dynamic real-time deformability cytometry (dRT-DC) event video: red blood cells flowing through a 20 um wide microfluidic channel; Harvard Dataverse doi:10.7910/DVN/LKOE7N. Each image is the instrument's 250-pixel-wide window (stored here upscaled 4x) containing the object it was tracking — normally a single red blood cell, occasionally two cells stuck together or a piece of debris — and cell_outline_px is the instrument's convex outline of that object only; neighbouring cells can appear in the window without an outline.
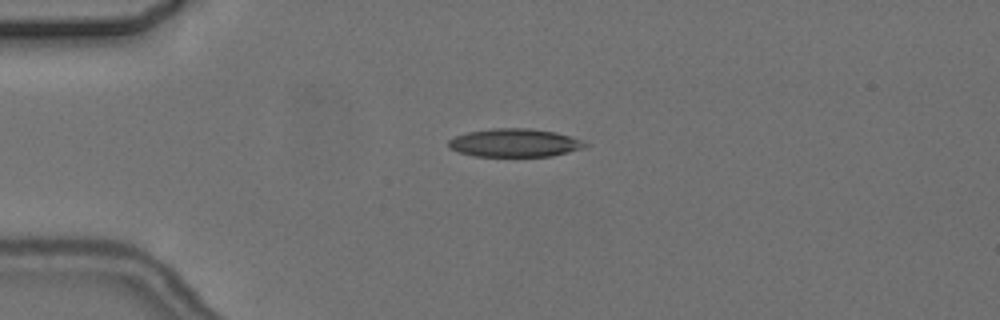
{"species": "common noctule bat (a hibernating species)", "species_latin": "Nyctalus noctula", "temperature_condition": "cold", "stored_images_in_passage": 5, "camera_frame_rate_fps": 3000, "um_per_image_px": 0.085, "animal": {"sex": "female", "body_mass_g": 24.6, "forearm_length_mm": 56.2}, "frame": {"image": 1, "passage_image": 4, "time_ms": 3.667, "image_size_px": [1000, 320], "cell_outline_px": [[588, 144], [580, 148], [568, 152], [552, 156], [476, 156], [460, 152], [448, 148], [448, 140], [456, 136], [468, 132], [492, 128], [532, 128], [556, 132], [580, 140]], "centroid_in_image_um": [43.7, 12.13], "position_along_channel_um": 41.3, "area_um2": 22.25}}